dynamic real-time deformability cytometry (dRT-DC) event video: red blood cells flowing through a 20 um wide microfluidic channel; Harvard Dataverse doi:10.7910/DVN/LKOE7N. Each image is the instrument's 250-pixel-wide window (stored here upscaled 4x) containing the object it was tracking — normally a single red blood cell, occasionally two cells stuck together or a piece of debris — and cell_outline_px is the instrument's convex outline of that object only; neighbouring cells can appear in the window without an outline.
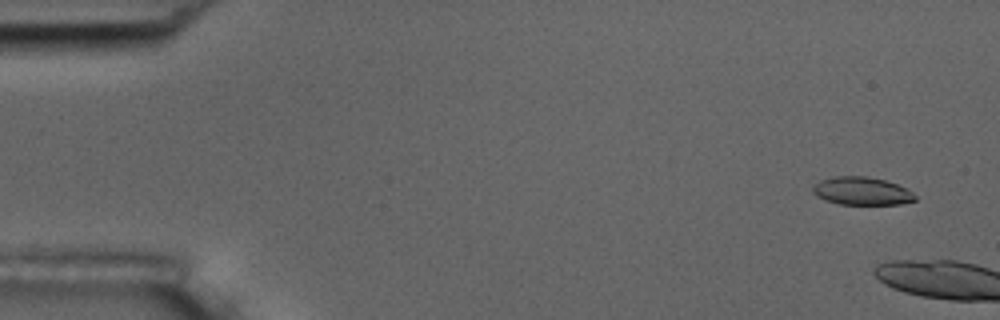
{"species": "common noctule bat (a hibernating species)", "species_latin": "Nyctalus noctula", "temperature_condition": "room temperature", "stored_images_in_passage": 6, "camera_frame_rate_fps": 3000, "um_per_image_px": 0.085, "animal": {"sex": "male", "body_mass_g": 17.5, "forearm_length_mm": 52.3}, "frame": {"image": 1, "passage_image": 3, "time_ms": 0.667, "image_size_px": [1000, 320], "cell_outline_px": [[916, 200], [900, 204], [840, 204], [824, 200], [816, 196], [812, 192], [812, 188], [820, 180], [832, 176], [864, 176], [884, 180], [908, 188], [916, 196]], "centroid_in_image_um": [73.24, 16.24], "position_along_channel_um": 11.8, "area_um2": 16.7}}